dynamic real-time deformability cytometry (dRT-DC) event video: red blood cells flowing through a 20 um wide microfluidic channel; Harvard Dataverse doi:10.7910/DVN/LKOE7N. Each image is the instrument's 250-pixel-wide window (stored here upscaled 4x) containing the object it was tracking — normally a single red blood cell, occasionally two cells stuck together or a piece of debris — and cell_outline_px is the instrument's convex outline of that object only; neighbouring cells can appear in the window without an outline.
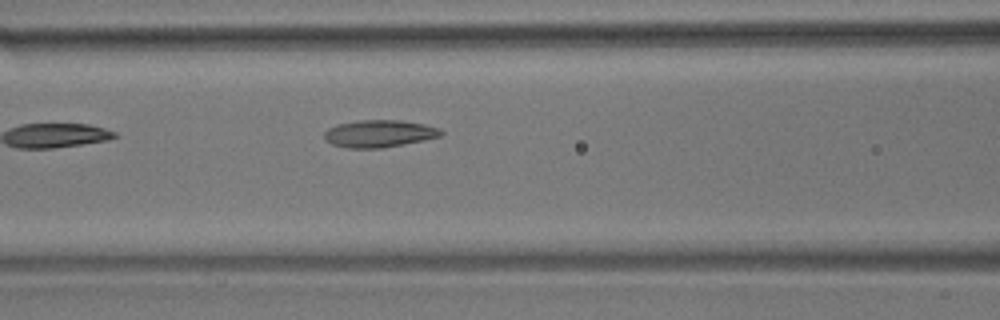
{"species": "common noctule bat (a hibernating species)", "species_latin": "Nyctalus noctula", "temperature_condition": "room temperature", "stored_images_in_passage": 7, "camera_frame_rate_fps": 3000, "um_per_image_px": 0.085, "animal": {"sex": "male", "body_mass_g": 17.9}, "frame": {"image": 1, "passage_image": 7, "time_ms": 2.0, "image_size_px": [1000, 320], "cell_outline_px": [[444, 132], [440, 136], [424, 140], [380, 148], [348, 148], [332, 144], [324, 140], [324, 132], [328, 128], [336, 124], [356, 120], [400, 120], [424, 124], [440, 128]], "centroid_in_image_um": [32.2, 11.35], "position_along_channel_um": 134.4, "area_um2": 18.61}}